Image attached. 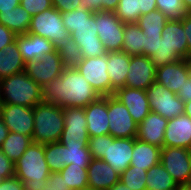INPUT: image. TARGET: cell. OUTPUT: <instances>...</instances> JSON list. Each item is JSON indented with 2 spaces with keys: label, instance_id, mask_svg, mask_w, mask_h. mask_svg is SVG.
<instances>
[{
  "label": "cell",
  "instance_id": "obj_1",
  "mask_svg": "<svg viewBox=\"0 0 191 190\" xmlns=\"http://www.w3.org/2000/svg\"><path fill=\"white\" fill-rule=\"evenodd\" d=\"M100 96L75 67H65L62 75L42 87V102L66 107H86Z\"/></svg>",
  "mask_w": 191,
  "mask_h": 190
},
{
  "label": "cell",
  "instance_id": "obj_2",
  "mask_svg": "<svg viewBox=\"0 0 191 190\" xmlns=\"http://www.w3.org/2000/svg\"><path fill=\"white\" fill-rule=\"evenodd\" d=\"M70 37L78 44L83 58L104 56L107 52L98 37L95 13L81 8L61 13Z\"/></svg>",
  "mask_w": 191,
  "mask_h": 190
},
{
  "label": "cell",
  "instance_id": "obj_3",
  "mask_svg": "<svg viewBox=\"0 0 191 190\" xmlns=\"http://www.w3.org/2000/svg\"><path fill=\"white\" fill-rule=\"evenodd\" d=\"M88 147L92 158L102 159L121 174L130 166L134 138H114L110 134L89 137Z\"/></svg>",
  "mask_w": 191,
  "mask_h": 190
},
{
  "label": "cell",
  "instance_id": "obj_4",
  "mask_svg": "<svg viewBox=\"0 0 191 190\" xmlns=\"http://www.w3.org/2000/svg\"><path fill=\"white\" fill-rule=\"evenodd\" d=\"M50 174L44 144L32 142L14 163V176L25 184V190H43Z\"/></svg>",
  "mask_w": 191,
  "mask_h": 190
},
{
  "label": "cell",
  "instance_id": "obj_5",
  "mask_svg": "<svg viewBox=\"0 0 191 190\" xmlns=\"http://www.w3.org/2000/svg\"><path fill=\"white\" fill-rule=\"evenodd\" d=\"M1 103L35 107L42 103V87L24 71L0 80Z\"/></svg>",
  "mask_w": 191,
  "mask_h": 190
},
{
  "label": "cell",
  "instance_id": "obj_6",
  "mask_svg": "<svg viewBox=\"0 0 191 190\" xmlns=\"http://www.w3.org/2000/svg\"><path fill=\"white\" fill-rule=\"evenodd\" d=\"M34 130L32 141L40 144L59 142L64 129L63 108L42 102L33 107Z\"/></svg>",
  "mask_w": 191,
  "mask_h": 190
},
{
  "label": "cell",
  "instance_id": "obj_7",
  "mask_svg": "<svg viewBox=\"0 0 191 190\" xmlns=\"http://www.w3.org/2000/svg\"><path fill=\"white\" fill-rule=\"evenodd\" d=\"M28 33L44 37L55 46L70 37V33L62 22L60 11L54 7L32 16Z\"/></svg>",
  "mask_w": 191,
  "mask_h": 190
},
{
  "label": "cell",
  "instance_id": "obj_8",
  "mask_svg": "<svg viewBox=\"0 0 191 190\" xmlns=\"http://www.w3.org/2000/svg\"><path fill=\"white\" fill-rule=\"evenodd\" d=\"M146 93L151 111L160 114L167 120L184 114L185 102L165 86L154 82L146 89Z\"/></svg>",
  "mask_w": 191,
  "mask_h": 190
},
{
  "label": "cell",
  "instance_id": "obj_9",
  "mask_svg": "<svg viewBox=\"0 0 191 190\" xmlns=\"http://www.w3.org/2000/svg\"><path fill=\"white\" fill-rule=\"evenodd\" d=\"M160 163L178 186L191 184V150L181 147H163Z\"/></svg>",
  "mask_w": 191,
  "mask_h": 190
},
{
  "label": "cell",
  "instance_id": "obj_10",
  "mask_svg": "<svg viewBox=\"0 0 191 190\" xmlns=\"http://www.w3.org/2000/svg\"><path fill=\"white\" fill-rule=\"evenodd\" d=\"M98 37L106 52L121 51L124 35V23L115 12H95Z\"/></svg>",
  "mask_w": 191,
  "mask_h": 190
},
{
  "label": "cell",
  "instance_id": "obj_11",
  "mask_svg": "<svg viewBox=\"0 0 191 190\" xmlns=\"http://www.w3.org/2000/svg\"><path fill=\"white\" fill-rule=\"evenodd\" d=\"M75 68L99 96L111 95V81L107 73V53L104 56L83 58Z\"/></svg>",
  "mask_w": 191,
  "mask_h": 190
},
{
  "label": "cell",
  "instance_id": "obj_12",
  "mask_svg": "<svg viewBox=\"0 0 191 190\" xmlns=\"http://www.w3.org/2000/svg\"><path fill=\"white\" fill-rule=\"evenodd\" d=\"M109 134L114 138H136L138 124L127 107L113 95L108 96Z\"/></svg>",
  "mask_w": 191,
  "mask_h": 190
},
{
  "label": "cell",
  "instance_id": "obj_13",
  "mask_svg": "<svg viewBox=\"0 0 191 190\" xmlns=\"http://www.w3.org/2000/svg\"><path fill=\"white\" fill-rule=\"evenodd\" d=\"M65 68L58 49L44 54L40 59L25 62L24 72L41 87L62 75Z\"/></svg>",
  "mask_w": 191,
  "mask_h": 190
},
{
  "label": "cell",
  "instance_id": "obj_14",
  "mask_svg": "<svg viewBox=\"0 0 191 190\" xmlns=\"http://www.w3.org/2000/svg\"><path fill=\"white\" fill-rule=\"evenodd\" d=\"M0 118L10 132L24 134L32 138L34 130L32 107L1 103Z\"/></svg>",
  "mask_w": 191,
  "mask_h": 190
},
{
  "label": "cell",
  "instance_id": "obj_15",
  "mask_svg": "<svg viewBox=\"0 0 191 190\" xmlns=\"http://www.w3.org/2000/svg\"><path fill=\"white\" fill-rule=\"evenodd\" d=\"M64 129L62 131L60 143H78V141H88L87 121L85 107L63 108Z\"/></svg>",
  "mask_w": 191,
  "mask_h": 190
},
{
  "label": "cell",
  "instance_id": "obj_16",
  "mask_svg": "<svg viewBox=\"0 0 191 190\" xmlns=\"http://www.w3.org/2000/svg\"><path fill=\"white\" fill-rule=\"evenodd\" d=\"M125 86L146 90L155 82L156 67L145 55L131 56Z\"/></svg>",
  "mask_w": 191,
  "mask_h": 190
},
{
  "label": "cell",
  "instance_id": "obj_17",
  "mask_svg": "<svg viewBox=\"0 0 191 190\" xmlns=\"http://www.w3.org/2000/svg\"><path fill=\"white\" fill-rule=\"evenodd\" d=\"M113 96L124 104L133 120L139 124L151 112L146 90L122 87Z\"/></svg>",
  "mask_w": 191,
  "mask_h": 190
},
{
  "label": "cell",
  "instance_id": "obj_18",
  "mask_svg": "<svg viewBox=\"0 0 191 190\" xmlns=\"http://www.w3.org/2000/svg\"><path fill=\"white\" fill-rule=\"evenodd\" d=\"M191 72L186 59L165 64L156 68L155 82L165 86L169 91L178 93L182 89Z\"/></svg>",
  "mask_w": 191,
  "mask_h": 190
},
{
  "label": "cell",
  "instance_id": "obj_19",
  "mask_svg": "<svg viewBox=\"0 0 191 190\" xmlns=\"http://www.w3.org/2000/svg\"><path fill=\"white\" fill-rule=\"evenodd\" d=\"M89 137L109 134L108 96H100L85 107Z\"/></svg>",
  "mask_w": 191,
  "mask_h": 190
},
{
  "label": "cell",
  "instance_id": "obj_20",
  "mask_svg": "<svg viewBox=\"0 0 191 190\" xmlns=\"http://www.w3.org/2000/svg\"><path fill=\"white\" fill-rule=\"evenodd\" d=\"M163 147H181L191 150V118L181 114L168 120Z\"/></svg>",
  "mask_w": 191,
  "mask_h": 190
},
{
  "label": "cell",
  "instance_id": "obj_21",
  "mask_svg": "<svg viewBox=\"0 0 191 190\" xmlns=\"http://www.w3.org/2000/svg\"><path fill=\"white\" fill-rule=\"evenodd\" d=\"M87 172L88 188L92 190H108L120 181V174L102 159L92 158Z\"/></svg>",
  "mask_w": 191,
  "mask_h": 190
},
{
  "label": "cell",
  "instance_id": "obj_22",
  "mask_svg": "<svg viewBox=\"0 0 191 190\" xmlns=\"http://www.w3.org/2000/svg\"><path fill=\"white\" fill-rule=\"evenodd\" d=\"M168 120L160 114L151 111L138 124L136 138L149 144L163 148L164 134Z\"/></svg>",
  "mask_w": 191,
  "mask_h": 190
},
{
  "label": "cell",
  "instance_id": "obj_23",
  "mask_svg": "<svg viewBox=\"0 0 191 190\" xmlns=\"http://www.w3.org/2000/svg\"><path fill=\"white\" fill-rule=\"evenodd\" d=\"M15 42L25 62L40 59L44 54L57 49L48 39L32 33L17 35Z\"/></svg>",
  "mask_w": 191,
  "mask_h": 190
},
{
  "label": "cell",
  "instance_id": "obj_24",
  "mask_svg": "<svg viewBox=\"0 0 191 190\" xmlns=\"http://www.w3.org/2000/svg\"><path fill=\"white\" fill-rule=\"evenodd\" d=\"M130 58L131 56L123 51L107 53V73L111 81V95L117 89L125 87Z\"/></svg>",
  "mask_w": 191,
  "mask_h": 190
},
{
  "label": "cell",
  "instance_id": "obj_25",
  "mask_svg": "<svg viewBox=\"0 0 191 190\" xmlns=\"http://www.w3.org/2000/svg\"><path fill=\"white\" fill-rule=\"evenodd\" d=\"M161 34L169 49L180 59L188 57V44L182 21H168Z\"/></svg>",
  "mask_w": 191,
  "mask_h": 190
},
{
  "label": "cell",
  "instance_id": "obj_26",
  "mask_svg": "<svg viewBox=\"0 0 191 190\" xmlns=\"http://www.w3.org/2000/svg\"><path fill=\"white\" fill-rule=\"evenodd\" d=\"M161 148L134 138V148L130 166L149 170L160 163Z\"/></svg>",
  "mask_w": 191,
  "mask_h": 190
},
{
  "label": "cell",
  "instance_id": "obj_27",
  "mask_svg": "<svg viewBox=\"0 0 191 190\" xmlns=\"http://www.w3.org/2000/svg\"><path fill=\"white\" fill-rule=\"evenodd\" d=\"M24 66L25 61L15 41L0 50V80L24 71Z\"/></svg>",
  "mask_w": 191,
  "mask_h": 190
},
{
  "label": "cell",
  "instance_id": "obj_28",
  "mask_svg": "<svg viewBox=\"0 0 191 190\" xmlns=\"http://www.w3.org/2000/svg\"><path fill=\"white\" fill-rule=\"evenodd\" d=\"M31 17L21 5H18L8 12H0V23L16 35H25L28 33Z\"/></svg>",
  "mask_w": 191,
  "mask_h": 190
},
{
  "label": "cell",
  "instance_id": "obj_29",
  "mask_svg": "<svg viewBox=\"0 0 191 190\" xmlns=\"http://www.w3.org/2000/svg\"><path fill=\"white\" fill-rule=\"evenodd\" d=\"M144 35L136 23L124 24L121 51L130 56L143 55Z\"/></svg>",
  "mask_w": 191,
  "mask_h": 190
},
{
  "label": "cell",
  "instance_id": "obj_30",
  "mask_svg": "<svg viewBox=\"0 0 191 190\" xmlns=\"http://www.w3.org/2000/svg\"><path fill=\"white\" fill-rule=\"evenodd\" d=\"M32 138L24 134L10 132L2 143L0 150L12 162H16L32 143Z\"/></svg>",
  "mask_w": 191,
  "mask_h": 190
},
{
  "label": "cell",
  "instance_id": "obj_31",
  "mask_svg": "<svg viewBox=\"0 0 191 190\" xmlns=\"http://www.w3.org/2000/svg\"><path fill=\"white\" fill-rule=\"evenodd\" d=\"M146 185L148 190H176L178 187L161 163L147 171Z\"/></svg>",
  "mask_w": 191,
  "mask_h": 190
},
{
  "label": "cell",
  "instance_id": "obj_32",
  "mask_svg": "<svg viewBox=\"0 0 191 190\" xmlns=\"http://www.w3.org/2000/svg\"><path fill=\"white\" fill-rule=\"evenodd\" d=\"M65 146V164L82 165L88 168L92 156L89 151L88 141H78V143H61Z\"/></svg>",
  "mask_w": 191,
  "mask_h": 190
},
{
  "label": "cell",
  "instance_id": "obj_33",
  "mask_svg": "<svg viewBox=\"0 0 191 190\" xmlns=\"http://www.w3.org/2000/svg\"><path fill=\"white\" fill-rule=\"evenodd\" d=\"M167 22L168 19L163 12L154 10L141 15L136 24L145 35H162V30Z\"/></svg>",
  "mask_w": 191,
  "mask_h": 190
},
{
  "label": "cell",
  "instance_id": "obj_34",
  "mask_svg": "<svg viewBox=\"0 0 191 190\" xmlns=\"http://www.w3.org/2000/svg\"><path fill=\"white\" fill-rule=\"evenodd\" d=\"M60 173L70 189L82 190L88 188L87 168H83L82 165L71 163L65 166Z\"/></svg>",
  "mask_w": 191,
  "mask_h": 190
},
{
  "label": "cell",
  "instance_id": "obj_35",
  "mask_svg": "<svg viewBox=\"0 0 191 190\" xmlns=\"http://www.w3.org/2000/svg\"><path fill=\"white\" fill-rule=\"evenodd\" d=\"M44 157L50 172H61L65 164V146L60 142L44 144Z\"/></svg>",
  "mask_w": 191,
  "mask_h": 190
},
{
  "label": "cell",
  "instance_id": "obj_36",
  "mask_svg": "<svg viewBox=\"0 0 191 190\" xmlns=\"http://www.w3.org/2000/svg\"><path fill=\"white\" fill-rule=\"evenodd\" d=\"M115 13L124 24L137 23L141 16V0H119Z\"/></svg>",
  "mask_w": 191,
  "mask_h": 190
},
{
  "label": "cell",
  "instance_id": "obj_37",
  "mask_svg": "<svg viewBox=\"0 0 191 190\" xmlns=\"http://www.w3.org/2000/svg\"><path fill=\"white\" fill-rule=\"evenodd\" d=\"M57 49L65 67H75L83 59L79 46L72 37L63 41Z\"/></svg>",
  "mask_w": 191,
  "mask_h": 190
},
{
  "label": "cell",
  "instance_id": "obj_38",
  "mask_svg": "<svg viewBox=\"0 0 191 190\" xmlns=\"http://www.w3.org/2000/svg\"><path fill=\"white\" fill-rule=\"evenodd\" d=\"M146 177L147 170L139 169L136 166H129L120 174V181L131 190H146Z\"/></svg>",
  "mask_w": 191,
  "mask_h": 190
},
{
  "label": "cell",
  "instance_id": "obj_39",
  "mask_svg": "<svg viewBox=\"0 0 191 190\" xmlns=\"http://www.w3.org/2000/svg\"><path fill=\"white\" fill-rule=\"evenodd\" d=\"M156 6L168 21H181L189 13L182 0H156Z\"/></svg>",
  "mask_w": 191,
  "mask_h": 190
},
{
  "label": "cell",
  "instance_id": "obj_40",
  "mask_svg": "<svg viewBox=\"0 0 191 190\" xmlns=\"http://www.w3.org/2000/svg\"><path fill=\"white\" fill-rule=\"evenodd\" d=\"M150 60L154 63L155 67L164 66L165 64L174 63L179 61L180 58L166 45L163 38L158 40L157 54H152Z\"/></svg>",
  "mask_w": 191,
  "mask_h": 190
},
{
  "label": "cell",
  "instance_id": "obj_41",
  "mask_svg": "<svg viewBox=\"0 0 191 190\" xmlns=\"http://www.w3.org/2000/svg\"><path fill=\"white\" fill-rule=\"evenodd\" d=\"M20 5L31 15L42 13L52 8V0H20Z\"/></svg>",
  "mask_w": 191,
  "mask_h": 190
},
{
  "label": "cell",
  "instance_id": "obj_42",
  "mask_svg": "<svg viewBox=\"0 0 191 190\" xmlns=\"http://www.w3.org/2000/svg\"><path fill=\"white\" fill-rule=\"evenodd\" d=\"M43 190H72L66 185L60 172H52Z\"/></svg>",
  "mask_w": 191,
  "mask_h": 190
},
{
  "label": "cell",
  "instance_id": "obj_43",
  "mask_svg": "<svg viewBox=\"0 0 191 190\" xmlns=\"http://www.w3.org/2000/svg\"><path fill=\"white\" fill-rule=\"evenodd\" d=\"M162 35H144L143 55L150 57L152 54H157L158 40Z\"/></svg>",
  "mask_w": 191,
  "mask_h": 190
},
{
  "label": "cell",
  "instance_id": "obj_44",
  "mask_svg": "<svg viewBox=\"0 0 191 190\" xmlns=\"http://www.w3.org/2000/svg\"><path fill=\"white\" fill-rule=\"evenodd\" d=\"M0 173L7 179L14 176V162L0 150Z\"/></svg>",
  "mask_w": 191,
  "mask_h": 190
},
{
  "label": "cell",
  "instance_id": "obj_45",
  "mask_svg": "<svg viewBox=\"0 0 191 190\" xmlns=\"http://www.w3.org/2000/svg\"><path fill=\"white\" fill-rule=\"evenodd\" d=\"M81 0H52V5L60 13H66L79 8Z\"/></svg>",
  "mask_w": 191,
  "mask_h": 190
},
{
  "label": "cell",
  "instance_id": "obj_46",
  "mask_svg": "<svg viewBox=\"0 0 191 190\" xmlns=\"http://www.w3.org/2000/svg\"><path fill=\"white\" fill-rule=\"evenodd\" d=\"M0 190H25V184L16 176H13L0 183Z\"/></svg>",
  "mask_w": 191,
  "mask_h": 190
},
{
  "label": "cell",
  "instance_id": "obj_47",
  "mask_svg": "<svg viewBox=\"0 0 191 190\" xmlns=\"http://www.w3.org/2000/svg\"><path fill=\"white\" fill-rule=\"evenodd\" d=\"M16 34L0 23V50L13 43L16 39Z\"/></svg>",
  "mask_w": 191,
  "mask_h": 190
},
{
  "label": "cell",
  "instance_id": "obj_48",
  "mask_svg": "<svg viewBox=\"0 0 191 190\" xmlns=\"http://www.w3.org/2000/svg\"><path fill=\"white\" fill-rule=\"evenodd\" d=\"M101 1L102 0H81L79 8L95 13L101 11Z\"/></svg>",
  "mask_w": 191,
  "mask_h": 190
},
{
  "label": "cell",
  "instance_id": "obj_49",
  "mask_svg": "<svg viewBox=\"0 0 191 190\" xmlns=\"http://www.w3.org/2000/svg\"><path fill=\"white\" fill-rule=\"evenodd\" d=\"M181 21L187 38L188 51L191 52V13L185 15Z\"/></svg>",
  "mask_w": 191,
  "mask_h": 190
},
{
  "label": "cell",
  "instance_id": "obj_50",
  "mask_svg": "<svg viewBox=\"0 0 191 190\" xmlns=\"http://www.w3.org/2000/svg\"><path fill=\"white\" fill-rule=\"evenodd\" d=\"M177 95L184 101H191V76L185 80V84L182 89H179Z\"/></svg>",
  "mask_w": 191,
  "mask_h": 190
},
{
  "label": "cell",
  "instance_id": "obj_51",
  "mask_svg": "<svg viewBox=\"0 0 191 190\" xmlns=\"http://www.w3.org/2000/svg\"><path fill=\"white\" fill-rule=\"evenodd\" d=\"M20 5V0H0V12H8Z\"/></svg>",
  "mask_w": 191,
  "mask_h": 190
},
{
  "label": "cell",
  "instance_id": "obj_52",
  "mask_svg": "<svg viewBox=\"0 0 191 190\" xmlns=\"http://www.w3.org/2000/svg\"><path fill=\"white\" fill-rule=\"evenodd\" d=\"M157 10L156 0H141V15Z\"/></svg>",
  "mask_w": 191,
  "mask_h": 190
},
{
  "label": "cell",
  "instance_id": "obj_53",
  "mask_svg": "<svg viewBox=\"0 0 191 190\" xmlns=\"http://www.w3.org/2000/svg\"><path fill=\"white\" fill-rule=\"evenodd\" d=\"M119 0H102L101 1V11L115 12Z\"/></svg>",
  "mask_w": 191,
  "mask_h": 190
},
{
  "label": "cell",
  "instance_id": "obj_54",
  "mask_svg": "<svg viewBox=\"0 0 191 190\" xmlns=\"http://www.w3.org/2000/svg\"><path fill=\"white\" fill-rule=\"evenodd\" d=\"M9 133L8 128L4 124V121L0 118V147L2 143L5 141Z\"/></svg>",
  "mask_w": 191,
  "mask_h": 190
},
{
  "label": "cell",
  "instance_id": "obj_55",
  "mask_svg": "<svg viewBox=\"0 0 191 190\" xmlns=\"http://www.w3.org/2000/svg\"><path fill=\"white\" fill-rule=\"evenodd\" d=\"M108 190H131L126 184L119 181L118 183H115L110 189Z\"/></svg>",
  "mask_w": 191,
  "mask_h": 190
},
{
  "label": "cell",
  "instance_id": "obj_56",
  "mask_svg": "<svg viewBox=\"0 0 191 190\" xmlns=\"http://www.w3.org/2000/svg\"><path fill=\"white\" fill-rule=\"evenodd\" d=\"M184 114L191 118V101L185 102Z\"/></svg>",
  "mask_w": 191,
  "mask_h": 190
},
{
  "label": "cell",
  "instance_id": "obj_57",
  "mask_svg": "<svg viewBox=\"0 0 191 190\" xmlns=\"http://www.w3.org/2000/svg\"><path fill=\"white\" fill-rule=\"evenodd\" d=\"M188 12L191 13V0H182Z\"/></svg>",
  "mask_w": 191,
  "mask_h": 190
},
{
  "label": "cell",
  "instance_id": "obj_58",
  "mask_svg": "<svg viewBox=\"0 0 191 190\" xmlns=\"http://www.w3.org/2000/svg\"><path fill=\"white\" fill-rule=\"evenodd\" d=\"M176 190H191V184L190 185H180L177 187Z\"/></svg>",
  "mask_w": 191,
  "mask_h": 190
},
{
  "label": "cell",
  "instance_id": "obj_59",
  "mask_svg": "<svg viewBox=\"0 0 191 190\" xmlns=\"http://www.w3.org/2000/svg\"><path fill=\"white\" fill-rule=\"evenodd\" d=\"M190 72H191V52H189L188 57L186 58Z\"/></svg>",
  "mask_w": 191,
  "mask_h": 190
},
{
  "label": "cell",
  "instance_id": "obj_60",
  "mask_svg": "<svg viewBox=\"0 0 191 190\" xmlns=\"http://www.w3.org/2000/svg\"><path fill=\"white\" fill-rule=\"evenodd\" d=\"M5 178L1 175L0 173V183L4 180Z\"/></svg>",
  "mask_w": 191,
  "mask_h": 190
}]
</instances>
